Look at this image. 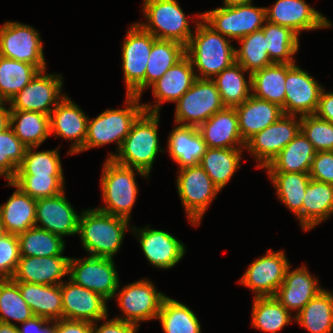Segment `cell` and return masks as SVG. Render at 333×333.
<instances>
[{
    "mask_svg": "<svg viewBox=\"0 0 333 333\" xmlns=\"http://www.w3.org/2000/svg\"><path fill=\"white\" fill-rule=\"evenodd\" d=\"M198 18L201 21L195 23L196 31L185 46V55L198 69V79L212 80L235 62V47L202 19V13Z\"/></svg>",
    "mask_w": 333,
    "mask_h": 333,
    "instance_id": "1",
    "label": "cell"
},
{
    "mask_svg": "<svg viewBox=\"0 0 333 333\" xmlns=\"http://www.w3.org/2000/svg\"><path fill=\"white\" fill-rule=\"evenodd\" d=\"M159 113L143 111L133 122L118 153L108 155L117 164L138 169L149 176L159 146Z\"/></svg>",
    "mask_w": 333,
    "mask_h": 333,
    "instance_id": "2",
    "label": "cell"
},
{
    "mask_svg": "<svg viewBox=\"0 0 333 333\" xmlns=\"http://www.w3.org/2000/svg\"><path fill=\"white\" fill-rule=\"evenodd\" d=\"M129 220L102 212L97 208L82 211L78 234L90 256L114 258L123 242Z\"/></svg>",
    "mask_w": 333,
    "mask_h": 333,
    "instance_id": "3",
    "label": "cell"
},
{
    "mask_svg": "<svg viewBox=\"0 0 333 333\" xmlns=\"http://www.w3.org/2000/svg\"><path fill=\"white\" fill-rule=\"evenodd\" d=\"M148 178L144 172L117 164L108 159L103 165L101 176L102 198L106 204L98 210L130 221V213L138 194L135 171Z\"/></svg>",
    "mask_w": 333,
    "mask_h": 333,
    "instance_id": "4",
    "label": "cell"
},
{
    "mask_svg": "<svg viewBox=\"0 0 333 333\" xmlns=\"http://www.w3.org/2000/svg\"><path fill=\"white\" fill-rule=\"evenodd\" d=\"M139 100V96L126 94L125 109H107L95 119L88 118L85 143L77 153L114 141L118 145V153L133 122L144 111Z\"/></svg>",
    "mask_w": 333,
    "mask_h": 333,
    "instance_id": "5",
    "label": "cell"
},
{
    "mask_svg": "<svg viewBox=\"0 0 333 333\" xmlns=\"http://www.w3.org/2000/svg\"><path fill=\"white\" fill-rule=\"evenodd\" d=\"M147 23L137 22L159 40H173L186 46L192 36L189 21L177 0H144Z\"/></svg>",
    "mask_w": 333,
    "mask_h": 333,
    "instance_id": "6",
    "label": "cell"
},
{
    "mask_svg": "<svg viewBox=\"0 0 333 333\" xmlns=\"http://www.w3.org/2000/svg\"><path fill=\"white\" fill-rule=\"evenodd\" d=\"M122 45V68L126 94L141 97L145 89V72L153 43L157 40L138 23L130 26Z\"/></svg>",
    "mask_w": 333,
    "mask_h": 333,
    "instance_id": "7",
    "label": "cell"
},
{
    "mask_svg": "<svg viewBox=\"0 0 333 333\" xmlns=\"http://www.w3.org/2000/svg\"><path fill=\"white\" fill-rule=\"evenodd\" d=\"M175 124L199 127L225 108L221 95L211 79H196L176 102Z\"/></svg>",
    "mask_w": 333,
    "mask_h": 333,
    "instance_id": "8",
    "label": "cell"
},
{
    "mask_svg": "<svg viewBox=\"0 0 333 333\" xmlns=\"http://www.w3.org/2000/svg\"><path fill=\"white\" fill-rule=\"evenodd\" d=\"M178 194L192 226L200 224L209 204L220 191L199 165L179 169Z\"/></svg>",
    "mask_w": 333,
    "mask_h": 333,
    "instance_id": "9",
    "label": "cell"
},
{
    "mask_svg": "<svg viewBox=\"0 0 333 333\" xmlns=\"http://www.w3.org/2000/svg\"><path fill=\"white\" fill-rule=\"evenodd\" d=\"M202 19L229 39H242L263 27L266 22V8L256 7L251 3L233 7H219L204 12Z\"/></svg>",
    "mask_w": 333,
    "mask_h": 333,
    "instance_id": "10",
    "label": "cell"
},
{
    "mask_svg": "<svg viewBox=\"0 0 333 333\" xmlns=\"http://www.w3.org/2000/svg\"><path fill=\"white\" fill-rule=\"evenodd\" d=\"M68 275L74 283L101 295L106 300L113 298L120 287L118 272L112 258H70Z\"/></svg>",
    "mask_w": 333,
    "mask_h": 333,
    "instance_id": "11",
    "label": "cell"
},
{
    "mask_svg": "<svg viewBox=\"0 0 333 333\" xmlns=\"http://www.w3.org/2000/svg\"><path fill=\"white\" fill-rule=\"evenodd\" d=\"M43 44L39 33L20 22L6 23L0 28V56L35 65L46 70Z\"/></svg>",
    "mask_w": 333,
    "mask_h": 333,
    "instance_id": "12",
    "label": "cell"
},
{
    "mask_svg": "<svg viewBox=\"0 0 333 333\" xmlns=\"http://www.w3.org/2000/svg\"><path fill=\"white\" fill-rule=\"evenodd\" d=\"M115 295L124 316L115 318L133 323L137 327L140 326L139 321L157 319L162 302L167 297L158 292L154 284L147 279L126 285L120 292L116 291Z\"/></svg>",
    "mask_w": 333,
    "mask_h": 333,
    "instance_id": "13",
    "label": "cell"
},
{
    "mask_svg": "<svg viewBox=\"0 0 333 333\" xmlns=\"http://www.w3.org/2000/svg\"><path fill=\"white\" fill-rule=\"evenodd\" d=\"M300 130V116L297 119L296 115L283 114L275 123L252 136L246 142L245 149L256 157L258 168H266Z\"/></svg>",
    "mask_w": 333,
    "mask_h": 333,
    "instance_id": "14",
    "label": "cell"
},
{
    "mask_svg": "<svg viewBox=\"0 0 333 333\" xmlns=\"http://www.w3.org/2000/svg\"><path fill=\"white\" fill-rule=\"evenodd\" d=\"M39 71L35 77L9 102L11 110L35 111L50 115L66 94L61 95L63 87L61 74H45ZM61 95V96H60ZM52 105L54 107H52Z\"/></svg>",
    "mask_w": 333,
    "mask_h": 333,
    "instance_id": "15",
    "label": "cell"
},
{
    "mask_svg": "<svg viewBox=\"0 0 333 333\" xmlns=\"http://www.w3.org/2000/svg\"><path fill=\"white\" fill-rule=\"evenodd\" d=\"M322 89V86L296 63H286L284 114L300 117L315 114Z\"/></svg>",
    "mask_w": 333,
    "mask_h": 333,
    "instance_id": "16",
    "label": "cell"
},
{
    "mask_svg": "<svg viewBox=\"0 0 333 333\" xmlns=\"http://www.w3.org/2000/svg\"><path fill=\"white\" fill-rule=\"evenodd\" d=\"M289 266L284 251L269 250L265 256L248 266L239 283L255 292V297L274 296L283 283Z\"/></svg>",
    "mask_w": 333,
    "mask_h": 333,
    "instance_id": "17",
    "label": "cell"
},
{
    "mask_svg": "<svg viewBox=\"0 0 333 333\" xmlns=\"http://www.w3.org/2000/svg\"><path fill=\"white\" fill-rule=\"evenodd\" d=\"M266 20L290 28L298 36L303 30L331 27V22L304 0H277L272 8L266 7Z\"/></svg>",
    "mask_w": 333,
    "mask_h": 333,
    "instance_id": "18",
    "label": "cell"
},
{
    "mask_svg": "<svg viewBox=\"0 0 333 333\" xmlns=\"http://www.w3.org/2000/svg\"><path fill=\"white\" fill-rule=\"evenodd\" d=\"M60 284L62 292L63 319L91 323L107 319L106 299L69 279Z\"/></svg>",
    "mask_w": 333,
    "mask_h": 333,
    "instance_id": "19",
    "label": "cell"
},
{
    "mask_svg": "<svg viewBox=\"0 0 333 333\" xmlns=\"http://www.w3.org/2000/svg\"><path fill=\"white\" fill-rule=\"evenodd\" d=\"M64 193L36 199V227L60 237L78 234L80 219ZM38 222L41 223L40 226Z\"/></svg>",
    "mask_w": 333,
    "mask_h": 333,
    "instance_id": "20",
    "label": "cell"
},
{
    "mask_svg": "<svg viewBox=\"0 0 333 333\" xmlns=\"http://www.w3.org/2000/svg\"><path fill=\"white\" fill-rule=\"evenodd\" d=\"M134 235L139 236L141 249L148 262L157 268L170 269L177 265L185 254V246L172 234L150 229L148 226L132 228Z\"/></svg>",
    "mask_w": 333,
    "mask_h": 333,
    "instance_id": "21",
    "label": "cell"
},
{
    "mask_svg": "<svg viewBox=\"0 0 333 333\" xmlns=\"http://www.w3.org/2000/svg\"><path fill=\"white\" fill-rule=\"evenodd\" d=\"M49 117L50 134L69 141L72 140L73 143L68 154H77L85 143L88 116L65 95L52 110Z\"/></svg>",
    "mask_w": 333,
    "mask_h": 333,
    "instance_id": "22",
    "label": "cell"
},
{
    "mask_svg": "<svg viewBox=\"0 0 333 333\" xmlns=\"http://www.w3.org/2000/svg\"><path fill=\"white\" fill-rule=\"evenodd\" d=\"M193 64L185 55L174 66L168 69L164 76L151 85L153 95L157 99L155 105L143 104L146 112L159 113L161 104L166 101L177 102L191 88L197 79Z\"/></svg>",
    "mask_w": 333,
    "mask_h": 333,
    "instance_id": "23",
    "label": "cell"
},
{
    "mask_svg": "<svg viewBox=\"0 0 333 333\" xmlns=\"http://www.w3.org/2000/svg\"><path fill=\"white\" fill-rule=\"evenodd\" d=\"M70 257L55 255L49 257L20 256L12 277L15 282L41 285H60L68 275Z\"/></svg>",
    "mask_w": 333,
    "mask_h": 333,
    "instance_id": "24",
    "label": "cell"
},
{
    "mask_svg": "<svg viewBox=\"0 0 333 333\" xmlns=\"http://www.w3.org/2000/svg\"><path fill=\"white\" fill-rule=\"evenodd\" d=\"M307 267L290 271L288 267L283 283L276 291L274 297L290 312L297 310L298 314L304 306L315 297L322 287L318 285V279L309 273Z\"/></svg>",
    "mask_w": 333,
    "mask_h": 333,
    "instance_id": "25",
    "label": "cell"
},
{
    "mask_svg": "<svg viewBox=\"0 0 333 333\" xmlns=\"http://www.w3.org/2000/svg\"><path fill=\"white\" fill-rule=\"evenodd\" d=\"M207 148H245L235 108L225 107L198 127Z\"/></svg>",
    "mask_w": 333,
    "mask_h": 333,
    "instance_id": "26",
    "label": "cell"
},
{
    "mask_svg": "<svg viewBox=\"0 0 333 333\" xmlns=\"http://www.w3.org/2000/svg\"><path fill=\"white\" fill-rule=\"evenodd\" d=\"M235 110L238 115L239 131L245 143L284 114L279 105L253 95L235 107Z\"/></svg>",
    "mask_w": 333,
    "mask_h": 333,
    "instance_id": "27",
    "label": "cell"
},
{
    "mask_svg": "<svg viewBox=\"0 0 333 333\" xmlns=\"http://www.w3.org/2000/svg\"><path fill=\"white\" fill-rule=\"evenodd\" d=\"M168 152L180 169L199 165L207 145L198 127L178 125L168 137Z\"/></svg>",
    "mask_w": 333,
    "mask_h": 333,
    "instance_id": "28",
    "label": "cell"
},
{
    "mask_svg": "<svg viewBox=\"0 0 333 333\" xmlns=\"http://www.w3.org/2000/svg\"><path fill=\"white\" fill-rule=\"evenodd\" d=\"M8 185L17 190L5 204L0 205V220L7 233L18 235L36 226V199L24 193L12 181Z\"/></svg>",
    "mask_w": 333,
    "mask_h": 333,
    "instance_id": "29",
    "label": "cell"
},
{
    "mask_svg": "<svg viewBox=\"0 0 333 333\" xmlns=\"http://www.w3.org/2000/svg\"><path fill=\"white\" fill-rule=\"evenodd\" d=\"M22 298L31 308L34 316L48 321L63 319L62 292L60 285H41L16 282Z\"/></svg>",
    "mask_w": 333,
    "mask_h": 333,
    "instance_id": "30",
    "label": "cell"
},
{
    "mask_svg": "<svg viewBox=\"0 0 333 333\" xmlns=\"http://www.w3.org/2000/svg\"><path fill=\"white\" fill-rule=\"evenodd\" d=\"M316 151L300 130L265 168L267 172L310 173Z\"/></svg>",
    "mask_w": 333,
    "mask_h": 333,
    "instance_id": "31",
    "label": "cell"
},
{
    "mask_svg": "<svg viewBox=\"0 0 333 333\" xmlns=\"http://www.w3.org/2000/svg\"><path fill=\"white\" fill-rule=\"evenodd\" d=\"M333 214V185L311 179L302 203V229L308 231Z\"/></svg>",
    "mask_w": 333,
    "mask_h": 333,
    "instance_id": "32",
    "label": "cell"
},
{
    "mask_svg": "<svg viewBox=\"0 0 333 333\" xmlns=\"http://www.w3.org/2000/svg\"><path fill=\"white\" fill-rule=\"evenodd\" d=\"M286 63H273L251 74L252 95L279 105L284 113Z\"/></svg>",
    "mask_w": 333,
    "mask_h": 333,
    "instance_id": "33",
    "label": "cell"
},
{
    "mask_svg": "<svg viewBox=\"0 0 333 333\" xmlns=\"http://www.w3.org/2000/svg\"><path fill=\"white\" fill-rule=\"evenodd\" d=\"M245 148H207L199 163L212 182L221 191L239 169Z\"/></svg>",
    "mask_w": 333,
    "mask_h": 333,
    "instance_id": "34",
    "label": "cell"
},
{
    "mask_svg": "<svg viewBox=\"0 0 333 333\" xmlns=\"http://www.w3.org/2000/svg\"><path fill=\"white\" fill-rule=\"evenodd\" d=\"M277 197L299 219L302 227V203L311 180L309 173L268 172Z\"/></svg>",
    "mask_w": 333,
    "mask_h": 333,
    "instance_id": "35",
    "label": "cell"
},
{
    "mask_svg": "<svg viewBox=\"0 0 333 333\" xmlns=\"http://www.w3.org/2000/svg\"><path fill=\"white\" fill-rule=\"evenodd\" d=\"M293 319L311 333H332L333 293L323 289Z\"/></svg>",
    "mask_w": 333,
    "mask_h": 333,
    "instance_id": "36",
    "label": "cell"
},
{
    "mask_svg": "<svg viewBox=\"0 0 333 333\" xmlns=\"http://www.w3.org/2000/svg\"><path fill=\"white\" fill-rule=\"evenodd\" d=\"M10 127L26 147H39L50 134L49 115L11 110Z\"/></svg>",
    "mask_w": 333,
    "mask_h": 333,
    "instance_id": "37",
    "label": "cell"
},
{
    "mask_svg": "<svg viewBox=\"0 0 333 333\" xmlns=\"http://www.w3.org/2000/svg\"><path fill=\"white\" fill-rule=\"evenodd\" d=\"M245 72L249 73L235 61L212 79L225 107L235 108L252 95L251 76L246 81Z\"/></svg>",
    "mask_w": 333,
    "mask_h": 333,
    "instance_id": "38",
    "label": "cell"
},
{
    "mask_svg": "<svg viewBox=\"0 0 333 333\" xmlns=\"http://www.w3.org/2000/svg\"><path fill=\"white\" fill-rule=\"evenodd\" d=\"M39 71L35 65L0 56V100L7 104Z\"/></svg>",
    "mask_w": 333,
    "mask_h": 333,
    "instance_id": "39",
    "label": "cell"
},
{
    "mask_svg": "<svg viewBox=\"0 0 333 333\" xmlns=\"http://www.w3.org/2000/svg\"><path fill=\"white\" fill-rule=\"evenodd\" d=\"M185 56V46L173 40L157 39L148 57L145 89L164 76L165 72Z\"/></svg>",
    "mask_w": 333,
    "mask_h": 333,
    "instance_id": "40",
    "label": "cell"
},
{
    "mask_svg": "<svg viewBox=\"0 0 333 333\" xmlns=\"http://www.w3.org/2000/svg\"><path fill=\"white\" fill-rule=\"evenodd\" d=\"M252 305V325L263 332L276 333L291 323L292 316L274 296L255 297Z\"/></svg>",
    "mask_w": 333,
    "mask_h": 333,
    "instance_id": "41",
    "label": "cell"
},
{
    "mask_svg": "<svg viewBox=\"0 0 333 333\" xmlns=\"http://www.w3.org/2000/svg\"><path fill=\"white\" fill-rule=\"evenodd\" d=\"M272 63H295L294 54L299 50L298 35L290 28L270 23L261 28Z\"/></svg>",
    "mask_w": 333,
    "mask_h": 333,
    "instance_id": "42",
    "label": "cell"
},
{
    "mask_svg": "<svg viewBox=\"0 0 333 333\" xmlns=\"http://www.w3.org/2000/svg\"><path fill=\"white\" fill-rule=\"evenodd\" d=\"M164 333H201L196 314L186 305L166 297L157 316Z\"/></svg>",
    "mask_w": 333,
    "mask_h": 333,
    "instance_id": "43",
    "label": "cell"
},
{
    "mask_svg": "<svg viewBox=\"0 0 333 333\" xmlns=\"http://www.w3.org/2000/svg\"><path fill=\"white\" fill-rule=\"evenodd\" d=\"M17 236L20 256L49 257L62 255L65 249V242L62 237L36 226Z\"/></svg>",
    "mask_w": 333,
    "mask_h": 333,
    "instance_id": "44",
    "label": "cell"
},
{
    "mask_svg": "<svg viewBox=\"0 0 333 333\" xmlns=\"http://www.w3.org/2000/svg\"><path fill=\"white\" fill-rule=\"evenodd\" d=\"M238 41L241 43V47L235 48V61L249 72L248 76L273 64L267 52L266 39L262 29L248 34Z\"/></svg>",
    "mask_w": 333,
    "mask_h": 333,
    "instance_id": "45",
    "label": "cell"
},
{
    "mask_svg": "<svg viewBox=\"0 0 333 333\" xmlns=\"http://www.w3.org/2000/svg\"><path fill=\"white\" fill-rule=\"evenodd\" d=\"M34 317V314L22 298L18 284L11 279H0V321L13 324V319L20 324Z\"/></svg>",
    "mask_w": 333,
    "mask_h": 333,
    "instance_id": "46",
    "label": "cell"
},
{
    "mask_svg": "<svg viewBox=\"0 0 333 333\" xmlns=\"http://www.w3.org/2000/svg\"><path fill=\"white\" fill-rule=\"evenodd\" d=\"M37 148L38 147H27L23 162L19 166L16 175L64 177L58 152L59 149L35 152Z\"/></svg>",
    "mask_w": 333,
    "mask_h": 333,
    "instance_id": "47",
    "label": "cell"
},
{
    "mask_svg": "<svg viewBox=\"0 0 333 333\" xmlns=\"http://www.w3.org/2000/svg\"><path fill=\"white\" fill-rule=\"evenodd\" d=\"M27 147L15 135L11 127L0 132V176L11 181L23 162Z\"/></svg>",
    "mask_w": 333,
    "mask_h": 333,
    "instance_id": "48",
    "label": "cell"
},
{
    "mask_svg": "<svg viewBox=\"0 0 333 333\" xmlns=\"http://www.w3.org/2000/svg\"><path fill=\"white\" fill-rule=\"evenodd\" d=\"M64 177L16 175L11 181L31 198L53 197L64 191Z\"/></svg>",
    "mask_w": 333,
    "mask_h": 333,
    "instance_id": "49",
    "label": "cell"
},
{
    "mask_svg": "<svg viewBox=\"0 0 333 333\" xmlns=\"http://www.w3.org/2000/svg\"><path fill=\"white\" fill-rule=\"evenodd\" d=\"M301 131L312 143L316 152L333 151V123L315 114L301 117Z\"/></svg>",
    "mask_w": 333,
    "mask_h": 333,
    "instance_id": "50",
    "label": "cell"
},
{
    "mask_svg": "<svg viewBox=\"0 0 333 333\" xmlns=\"http://www.w3.org/2000/svg\"><path fill=\"white\" fill-rule=\"evenodd\" d=\"M20 260L18 236L7 233L0 240V279H11Z\"/></svg>",
    "mask_w": 333,
    "mask_h": 333,
    "instance_id": "51",
    "label": "cell"
},
{
    "mask_svg": "<svg viewBox=\"0 0 333 333\" xmlns=\"http://www.w3.org/2000/svg\"><path fill=\"white\" fill-rule=\"evenodd\" d=\"M309 174L313 180L333 185V151L316 152Z\"/></svg>",
    "mask_w": 333,
    "mask_h": 333,
    "instance_id": "52",
    "label": "cell"
},
{
    "mask_svg": "<svg viewBox=\"0 0 333 333\" xmlns=\"http://www.w3.org/2000/svg\"><path fill=\"white\" fill-rule=\"evenodd\" d=\"M138 327L130 322L113 318L97 327V322L92 323V333H136Z\"/></svg>",
    "mask_w": 333,
    "mask_h": 333,
    "instance_id": "53",
    "label": "cell"
},
{
    "mask_svg": "<svg viewBox=\"0 0 333 333\" xmlns=\"http://www.w3.org/2000/svg\"><path fill=\"white\" fill-rule=\"evenodd\" d=\"M55 323V333H92V323L88 321L59 319Z\"/></svg>",
    "mask_w": 333,
    "mask_h": 333,
    "instance_id": "54",
    "label": "cell"
},
{
    "mask_svg": "<svg viewBox=\"0 0 333 333\" xmlns=\"http://www.w3.org/2000/svg\"><path fill=\"white\" fill-rule=\"evenodd\" d=\"M51 323L53 321L34 316L32 319L24 322L22 328L18 327V329L19 333H55V324L50 326Z\"/></svg>",
    "mask_w": 333,
    "mask_h": 333,
    "instance_id": "55",
    "label": "cell"
},
{
    "mask_svg": "<svg viewBox=\"0 0 333 333\" xmlns=\"http://www.w3.org/2000/svg\"><path fill=\"white\" fill-rule=\"evenodd\" d=\"M315 115L320 119L333 123V92L325 93L324 88L322 89Z\"/></svg>",
    "mask_w": 333,
    "mask_h": 333,
    "instance_id": "56",
    "label": "cell"
},
{
    "mask_svg": "<svg viewBox=\"0 0 333 333\" xmlns=\"http://www.w3.org/2000/svg\"><path fill=\"white\" fill-rule=\"evenodd\" d=\"M5 103H0V132L7 130L10 127L11 108H5Z\"/></svg>",
    "mask_w": 333,
    "mask_h": 333,
    "instance_id": "57",
    "label": "cell"
},
{
    "mask_svg": "<svg viewBox=\"0 0 333 333\" xmlns=\"http://www.w3.org/2000/svg\"><path fill=\"white\" fill-rule=\"evenodd\" d=\"M0 333H19V329L16 324H9L0 321Z\"/></svg>",
    "mask_w": 333,
    "mask_h": 333,
    "instance_id": "58",
    "label": "cell"
},
{
    "mask_svg": "<svg viewBox=\"0 0 333 333\" xmlns=\"http://www.w3.org/2000/svg\"><path fill=\"white\" fill-rule=\"evenodd\" d=\"M251 2H252V0H224L223 5H224V7H233V6H239L242 4H248Z\"/></svg>",
    "mask_w": 333,
    "mask_h": 333,
    "instance_id": "59",
    "label": "cell"
},
{
    "mask_svg": "<svg viewBox=\"0 0 333 333\" xmlns=\"http://www.w3.org/2000/svg\"><path fill=\"white\" fill-rule=\"evenodd\" d=\"M6 234H7V232H6V230H5V228H4V226L2 225L1 220H0V240H1L2 237H3L4 235H6Z\"/></svg>",
    "mask_w": 333,
    "mask_h": 333,
    "instance_id": "60",
    "label": "cell"
}]
</instances>
